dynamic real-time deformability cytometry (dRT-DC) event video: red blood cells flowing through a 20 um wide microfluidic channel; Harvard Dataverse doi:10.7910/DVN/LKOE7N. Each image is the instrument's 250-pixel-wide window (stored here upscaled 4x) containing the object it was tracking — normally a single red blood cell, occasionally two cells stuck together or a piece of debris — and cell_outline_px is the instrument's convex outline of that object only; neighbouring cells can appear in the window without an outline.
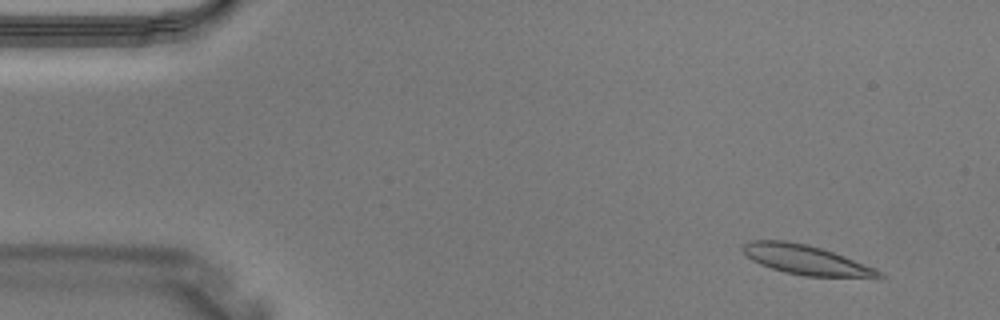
{"species": "Egyptian fruit bat (a non-hibernating species)", "species_latin": "Rousettus aegyptiacus", "temperature_condition": "warm", "stored_images_in_passage": 3, "camera_frame_rate_fps": 3000, "um_per_image_px": 0.085, "animal": {"sex": "male"}, "frame": {"image": 1, "passage_image": 1, "time_ms": 0.0, "image_size_px": [1000, 320], "cell_outline_px": [[888, 276], [880, 280], [804, 276], [784, 272], [760, 264], [752, 260], [740, 248], [748, 240], [788, 240], [808, 244], [844, 256], [876, 268], [884, 272]], "centroid_in_image_um": [68.67, 22.14], "position_along_channel_um": 16.3, "area_um2": 24.39}}
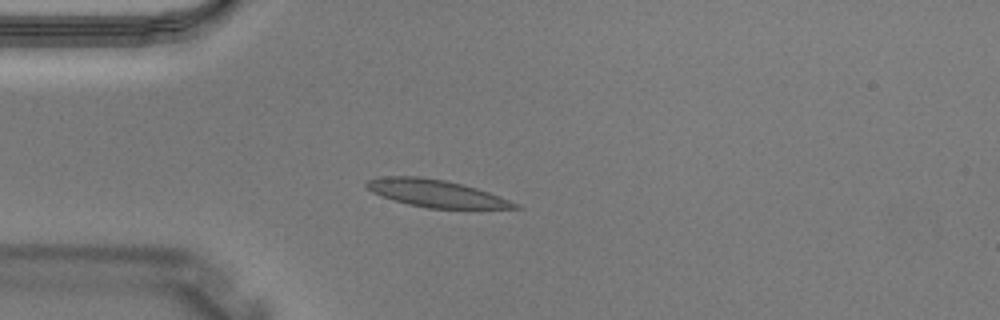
{"frame": {"image": 2, "passage_image": 3, "time_ms": 0.667, "image_size_px": [1000, 320], "cell_outline_px": [[524, 208], [428, 208], [408, 204], [372, 192], [364, 184], [368, 180], [380, 176], [416, 176], [444, 180], [476, 188], [500, 196], [520, 204]], "centroid_in_image_um": [37.08, 16.43], "position_along_channel_um": 47.9, "area_um2": 23.24}}